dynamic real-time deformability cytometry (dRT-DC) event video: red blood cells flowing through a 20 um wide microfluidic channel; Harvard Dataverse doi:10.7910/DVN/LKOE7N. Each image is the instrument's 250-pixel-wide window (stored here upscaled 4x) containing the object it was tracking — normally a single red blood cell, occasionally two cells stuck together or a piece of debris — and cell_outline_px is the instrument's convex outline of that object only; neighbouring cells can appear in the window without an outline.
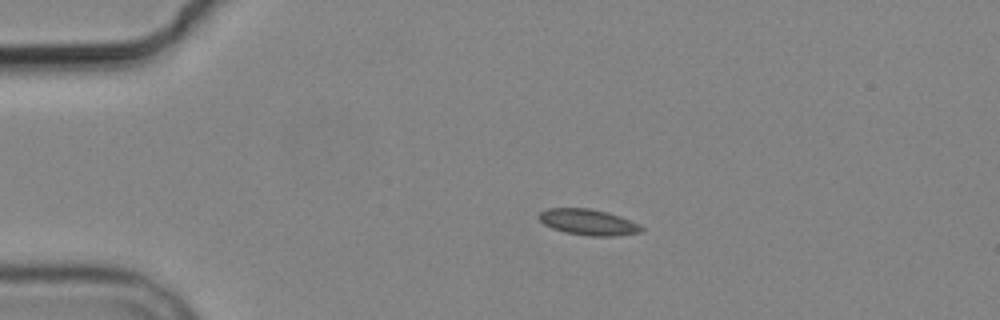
{"species": "common noctule bat (a hibernating species)", "species_latin": "Nyctalus noctula", "temperature_condition": "cold", "stored_images_in_passage": 3, "camera_frame_rate_fps": 3000, "um_per_image_px": 0.085, "animal": {"sex": "male", "body_mass_g": 19.2, "forearm_length_mm": 51.8}, "frame": {"image": 1, "passage_image": 1, "time_ms": 0.0, "image_size_px": [1000, 320], "cell_outline_px": [[644, 228], [640, 232], [612, 236], [588, 236], [564, 232], [552, 228], [544, 224], [536, 216], [540, 212], [548, 208], [588, 208], [620, 216], [640, 224]], "centroid_in_image_um": [49.97, 18.88], "position_along_channel_um": 35.0, "area_um2": 15.43}}
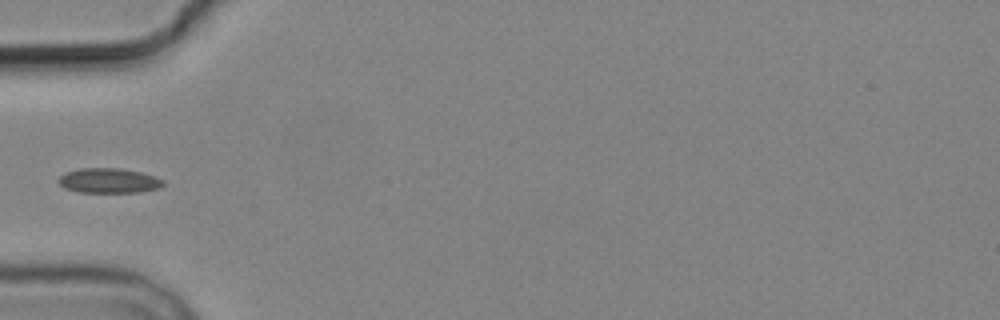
{"frame": {"image": 2, "passage_image": 3, "time_ms": 2.333, "image_size_px": [1000, 320], "cell_outline_px": [[164, 184], [160, 188], [140, 192], [76, 192], [64, 188], [60, 184], [60, 176], [64, 172], [80, 168], [120, 168], [140, 172], [164, 180]], "centroid_in_image_um": [9.24, 15.35], "position_along_channel_um": 75.8, "area_um2": 15.14}}